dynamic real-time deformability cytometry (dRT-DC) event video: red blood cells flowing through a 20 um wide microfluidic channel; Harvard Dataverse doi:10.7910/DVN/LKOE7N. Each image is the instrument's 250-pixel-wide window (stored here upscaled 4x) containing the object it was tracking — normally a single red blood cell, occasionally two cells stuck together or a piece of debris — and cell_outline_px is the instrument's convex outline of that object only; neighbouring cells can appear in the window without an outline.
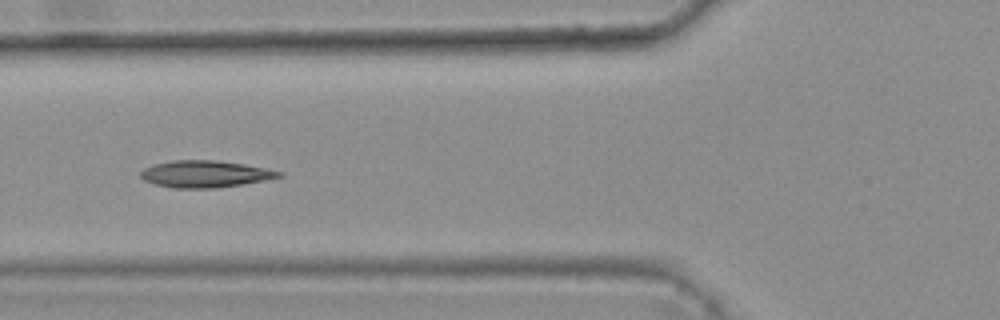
{"species": "common noctule bat (a hibernating species)", "species_latin": "Nyctalus noctula", "temperature_condition": "warm", "stored_images_in_passage": 12, "camera_frame_rate_fps": 3000, "um_per_image_px": 0.085, "animal": {"sex": "female", "body_mass_g": 25.1}, "frame": {"image": 1, "passage_image": 10, "time_ms": 3.0, "image_size_px": [1000, 320], "cell_outline_px": [[284, 176], [240, 184], [216, 188], [172, 188], [156, 184], [144, 180], [140, 176], [140, 172], [144, 168], [152, 164], [172, 160], [212, 160], [244, 164], [284, 172]], "centroid_in_image_um": [17.39, 14.78], "position_along_channel_um": 108.4, "area_um2": 21.5}}